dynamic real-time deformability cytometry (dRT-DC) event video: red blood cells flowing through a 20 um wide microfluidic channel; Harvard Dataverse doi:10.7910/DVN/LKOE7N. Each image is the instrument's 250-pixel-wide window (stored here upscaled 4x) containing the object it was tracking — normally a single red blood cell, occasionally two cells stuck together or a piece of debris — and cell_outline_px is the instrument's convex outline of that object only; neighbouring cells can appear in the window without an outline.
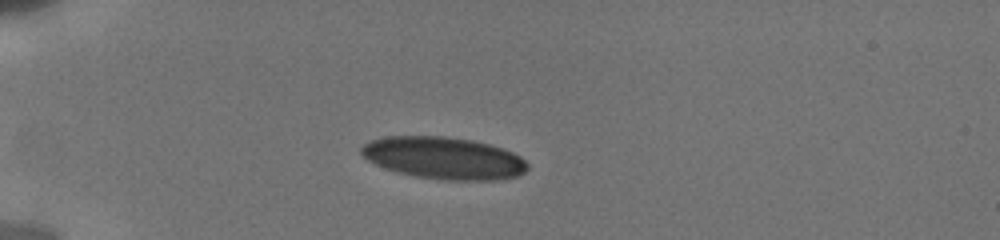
{"species": "human", "species_latin": "Homo sapiens", "temperature_condition": "cold", "stored_images_in_passage": 5, "camera_frame_rate_fps": 3000, "um_per_image_px": 0.085, "donor": {"sex": "male"}, "frame": {"image": 1, "passage_image": 1, "time_ms": 0.0, "image_size_px": [1000, 240], "cell_outline_px": [[528, 168], [520, 176], [500, 180], [444, 180], [412, 176], [396, 172], [384, 168], [368, 160], [360, 152], [360, 148], [364, 144], [372, 140], [388, 136], [444, 136], [472, 140], [504, 148], [520, 156], [528, 164]], "centroid_in_image_um": [37.74, 13.44], "position_along_channel_um": 47.3, "area_um2": 41.04}}
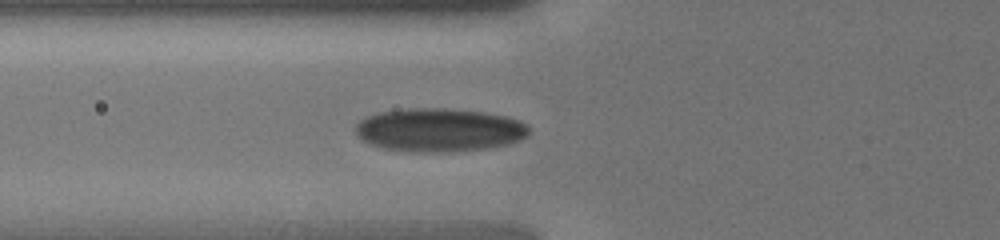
{"frame": {"image": 2, "passage_image": 5, "time_ms": 2.0, "image_size_px": [1000, 240], "cell_outline_px": [[528, 136], [520, 140], [488, 148], [440, 152], [428, 152], [384, 148], [368, 144], [360, 140], [356, 136], [356, 124], [360, 120], [376, 112], [408, 108], [444, 108], [484, 112], [508, 116], [520, 120], [528, 128]], "centroid_in_image_um": [37.3, 11.03], "position_along_channel_um": 88.5, "area_um2": 43.81}}